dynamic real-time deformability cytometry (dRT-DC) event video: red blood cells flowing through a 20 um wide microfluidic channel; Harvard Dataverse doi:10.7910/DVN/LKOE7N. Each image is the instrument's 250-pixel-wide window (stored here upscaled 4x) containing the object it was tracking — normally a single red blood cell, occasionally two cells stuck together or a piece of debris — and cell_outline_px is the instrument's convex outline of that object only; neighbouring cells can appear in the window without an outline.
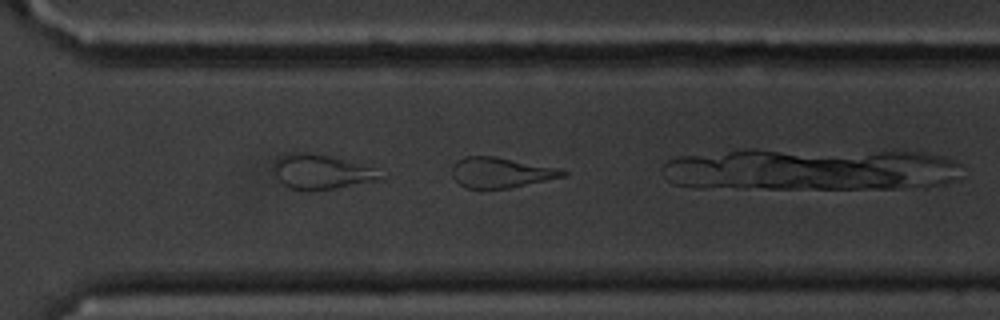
{"species": "common noctule bat (a hibernating species)", "species_latin": "Nyctalus noctula", "temperature_condition": "cold", "stored_images_in_passage": 32, "camera_frame_rate_fps": 3000, "um_per_image_px": 0.085, "animal": {"sex": "male", "body_mass_g": 20.1, "forearm_length_mm": 53.5}, "frame": {"image": 1, "passage_image": 28, "time_ms": 9.0, "image_size_px": [1000, 320], "cell_outline_px": [[568, 176], [508, 188], [468, 188], [460, 184], [452, 176], [452, 164], [456, 160], [464, 156], [496, 156], [560, 168], [568, 172]], "centroid_in_image_um": [42.59, 14.65], "position_along_channel_um": 328.0, "area_um2": 19.77}}